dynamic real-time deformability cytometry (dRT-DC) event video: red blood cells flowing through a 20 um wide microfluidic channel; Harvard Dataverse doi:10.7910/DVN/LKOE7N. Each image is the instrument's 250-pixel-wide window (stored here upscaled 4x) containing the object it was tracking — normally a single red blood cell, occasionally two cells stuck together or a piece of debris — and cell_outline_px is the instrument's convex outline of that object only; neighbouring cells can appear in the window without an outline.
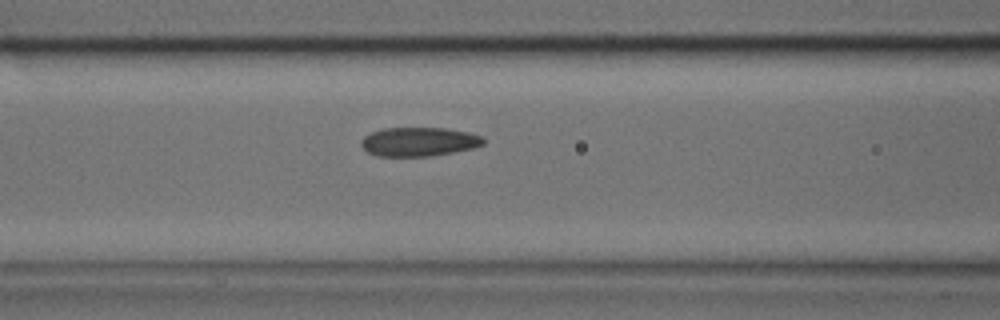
{"species": "common noctule bat (a hibernating species)", "species_latin": "Nyctalus noctula", "temperature_condition": "cold", "stored_images_in_passage": 29, "camera_frame_rate_fps": 3000, "um_per_image_px": 0.085, "animal": {"sex": "male", "body_mass_g": 17.9, "forearm_length_mm": 54.2}, "frame": {"image": 1, "passage_image": 6, "time_ms": 1.667, "image_size_px": [1000, 320], "cell_outline_px": [[484, 144], [476, 148], [432, 156], [376, 156], [368, 152], [360, 144], [360, 140], [364, 136], [372, 132], [384, 128], [448, 128], [468, 132], [484, 136]], "centroid_in_image_um": [35.64, 12.05], "position_along_channel_um": 131.0, "area_um2": 20.87}}
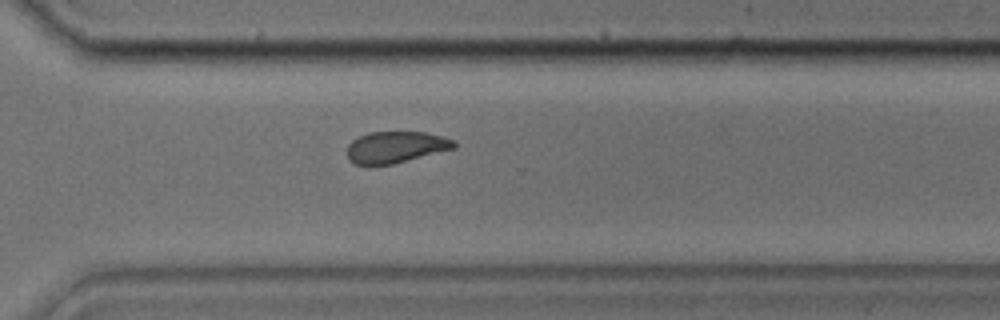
{"frame": {"image": 2, "passage_image": 20, "time_ms": 6.333, "image_size_px": [1000, 320], "cell_outline_px": [[456, 148], [392, 164], [356, 164], [348, 160], [348, 144], [352, 140], [368, 132], [424, 132], [456, 140]], "centroid_in_image_um": [33.65, 12.49], "position_along_channel_um": 337.0, "area_um2": 19.48}}
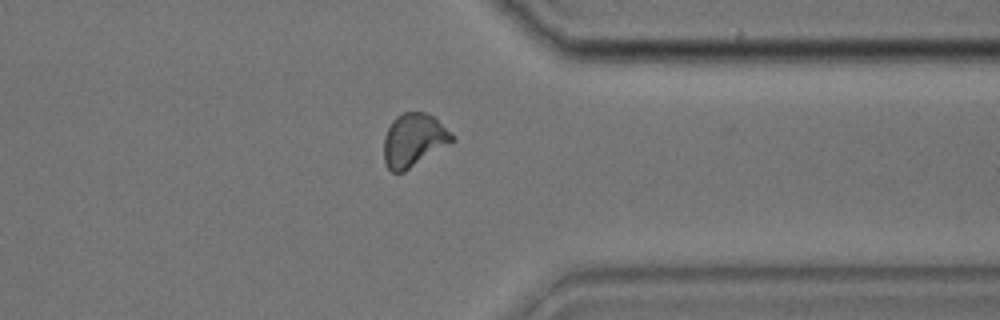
{"frame": {"image": 3, "passage_image": 23, "time_ms": 7.333, "image_size_px": [1000, 320], "cell_outline_px": [[456, 140], [404, 172], [392, 172], [384, 164], [384, 136], [392, 120], [396, 116], [404, 112], [424, 112], [432, 116]], "centroid_in_image_um": [35.12, 11.93], "position_along_channel_um": 376.3, "area_um2": 20.87}}